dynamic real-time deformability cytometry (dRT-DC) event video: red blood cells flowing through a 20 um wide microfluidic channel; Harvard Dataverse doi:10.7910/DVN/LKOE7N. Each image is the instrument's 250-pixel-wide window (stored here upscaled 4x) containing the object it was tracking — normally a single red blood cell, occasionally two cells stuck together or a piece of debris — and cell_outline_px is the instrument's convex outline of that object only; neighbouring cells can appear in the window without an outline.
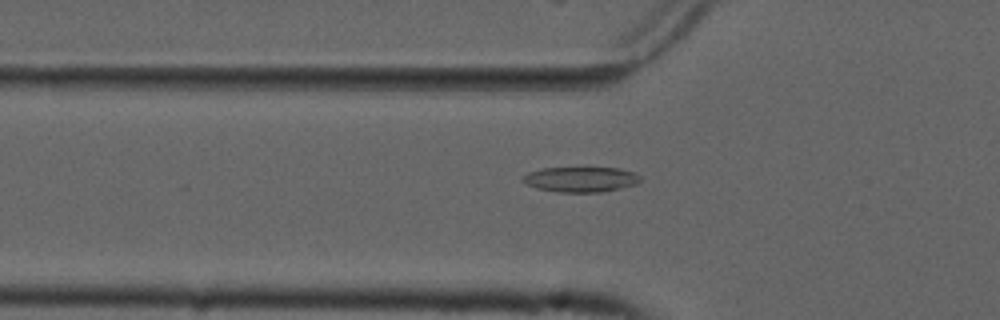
{"species": "common noctule bat (a hibernating species)", "species_latin": "Nyctalus noctula", "temperature_condition": "cold", "stored_images_in_passage": 53, "camera_frame_rate_fps": 3000, "um_per_image_px": 0.085, "animal": {"sex": "male", "forearm_length_mm": 52.5}, "frame": {"image": 1, "passage_image": 19, "time_ms": 6.0, "image_size_px": [1000, 320], "cell_outline_px": [[640, 180], [636, 184], [620, 188], [600, 192], [560, 192], [536, 188], [520, 180], [528, 172], [540, 168], [584, 164], [620, 168], [636, 172], [640, 176]], "centroid_in_image_um": [49.37, 15.17], "position_along_channel_um": 76.4, "area_um2": 18.38}}
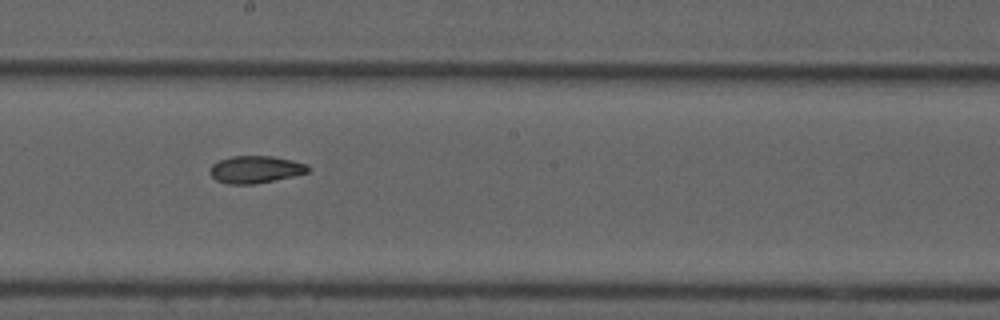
{"frame": {"image": 2, "passage_image": 31, "time_ms": 10.0, "image_size_px": [1000, 320], "cell_outline_px": [[312, 168], [308, 172], [292, 176], [256, 184], [228, 184], [216, 180], [208, 172], [212, 164], [220, 160], [232, 156], [272, 156], [292, 160], [308, 164]], "centroid_in_image_um": [21.72, 14.4], "position_along_channel_um": 226.5, "area_um2": 15.66}}
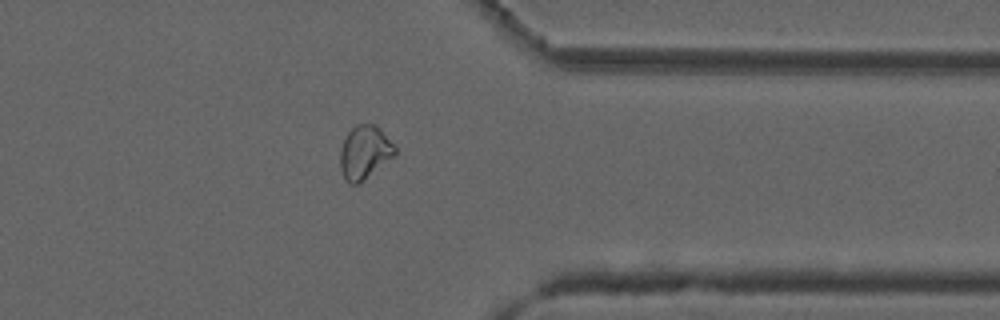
{"frame": {"image": 3, "passage_image": 44, "time_ms": 14.333, "image_size_px": [1000, 320], "cell_outline_px": [[396, 152], [392, 156], [356, 184], [348, 184], [344, 180], [340, 168], [340, 148], [348, 132], [356, 124], [376, 124], [380, 128], [396, 148]], "centroid_in_image_um": [30.94, 12.92], "position_along_channel_um": 380.5, "area_um2": 16.59}, "authors_computed_cell_mechanics": {"area_um2": 16.9932, "velocity_mm_per_s": 3.7385, "shape_relaxation_time_tau1_ms": null, "shape_relaxation_time_tau2_ms": 5.0885, "deformation_change_tau1": null, "deformation_change_tau2": 0.095}}